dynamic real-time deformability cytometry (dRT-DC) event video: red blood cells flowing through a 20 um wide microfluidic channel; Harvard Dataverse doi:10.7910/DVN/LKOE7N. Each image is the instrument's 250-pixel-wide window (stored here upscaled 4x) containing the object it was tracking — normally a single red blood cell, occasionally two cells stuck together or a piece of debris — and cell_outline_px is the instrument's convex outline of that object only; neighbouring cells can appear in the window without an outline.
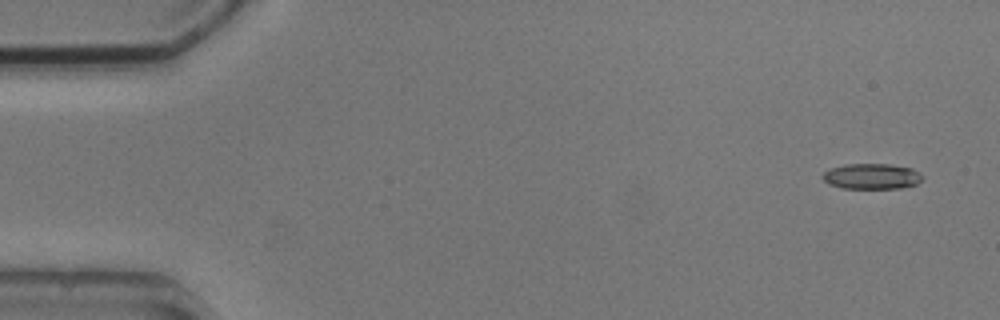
{"species": "common noctule bat (a hibernating species)", "species_latin": "Nyctalus noctula", "temperature_condition": "cold", "stored_images_in_passage": 4, "camera_frame_rate_fps": 3000, "um_per_image_px": 0.085, "animal": {"sex": "male", "body_mass_g": 20.5, "forearm_length_mm": 52.5}, "frame": {"image": 1, "passage_image": 1, "time_ms": 0.0, "image_size_px": [1000, 320], "cell_outline_px": [[924, 180], [916, 184], [900, 188], [840, 188], [828, 184], [820, 176], [828, 168], [844, 164], [888, 164], [912, 168], [920, 172], [924, 176]], "centroid_in_image_um": [74.09, 14.98], "position_along_channel_um": 10.9, "area_um2": 15.14}}
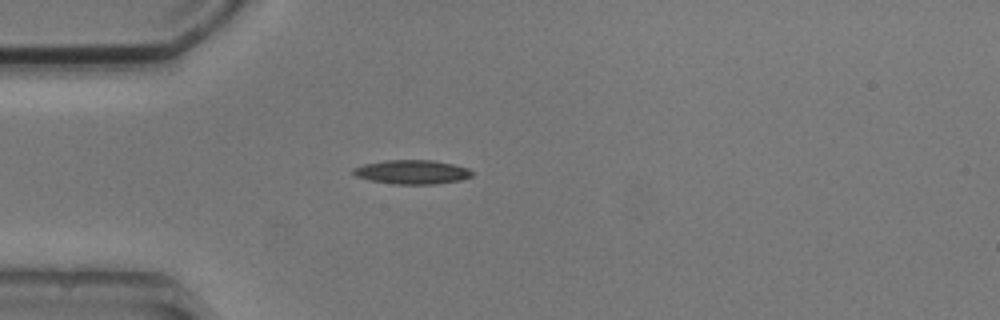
{"frame": {"image": 2, "passage_image": 4, "time_ms": 4.0, "image_size_px": [1000, 320], "cell_outline_px": [[472, 176], [460, 180], [436, 184], [392, 184], [368, 180], [356, 176], [352, 172], [352, 168], [364, 164], [384, 160], [432, 160], [452, 164], [468, 168], [472, 172]], "centroid_in_image_um": [34.99, 14.62], "position_along_channel_um": 50.0, "area_um2": 16.7}}